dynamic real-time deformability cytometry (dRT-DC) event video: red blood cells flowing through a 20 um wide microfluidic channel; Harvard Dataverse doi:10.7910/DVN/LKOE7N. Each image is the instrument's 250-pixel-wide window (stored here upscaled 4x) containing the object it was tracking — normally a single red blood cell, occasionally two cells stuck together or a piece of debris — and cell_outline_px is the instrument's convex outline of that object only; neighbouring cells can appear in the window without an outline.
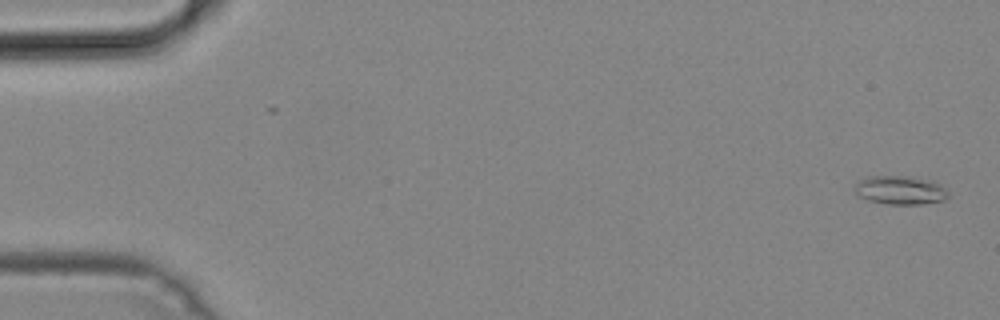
{"species": "common noctule bat (a hibernating species)", "species_latin": "Nyctalus noctula", "temperature_condition": "cold", "stored_images_in_passage": 51, "camera_frame_rate_fps": 3000, "um_per_image_px": 0.085, "animal": {"sex": "male", "body_mass_g": 19.2, "forearm_length_mm": 51.8}, "frame": {"image": 1, "passage_image": 2, "time_ms": 0.333, "image_size_px": [1000, 320], "cell_outline_px": [[948, 196], [944, 200], [920, 204], [888, 204], [868, 200], [860, 196], [852, 188], [860, 180], [868, 176], [908, 176], [936, 180], [948, 192]], "centroid_in_image_um": [76.54, 16.15], "position_along_channel_um": 8.5, "area_um2": 15.72}}
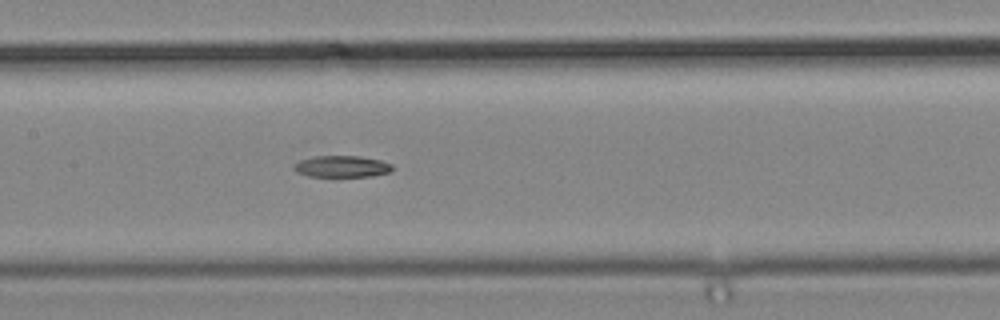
{"frame": {"image": 2, "passage_image": 25, "time_ms": 8.0, "image_size_px": [1000, 320], "cell_outline_px": [[392, 168], [388, 172], [372, 176], [308, 176], [296, 172], [296, 164], [300, 160], [316, 156], [360, 156], [380, 160], [392, 164]], "centroid_in_image_um": [29.08, 14.14], "position_along_channel_um": 178.3, "area_um2": 12.08}}
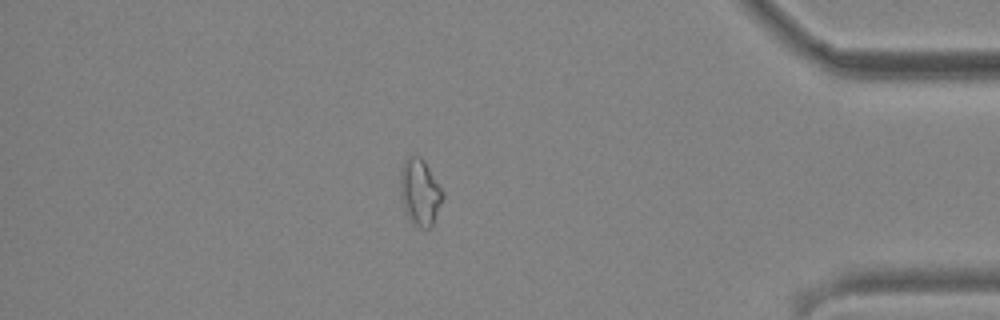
{"frame": {"image": 3, "passage_image": 44, "time_ms": 14.333, "image_size_px": [1000, 320], "cell_outline_px": [[444, 196], [432, 228], [420, 228], [408, 216], [404, 208], [400, 192], [400, 168], [404, 160], [408, 156], [420, 156], [424, 160], [444, 192]], "centroid_in_image_um": [35.7, 16.31], "position_along_channel_um": 399.5, "area_um2": 16.47}}